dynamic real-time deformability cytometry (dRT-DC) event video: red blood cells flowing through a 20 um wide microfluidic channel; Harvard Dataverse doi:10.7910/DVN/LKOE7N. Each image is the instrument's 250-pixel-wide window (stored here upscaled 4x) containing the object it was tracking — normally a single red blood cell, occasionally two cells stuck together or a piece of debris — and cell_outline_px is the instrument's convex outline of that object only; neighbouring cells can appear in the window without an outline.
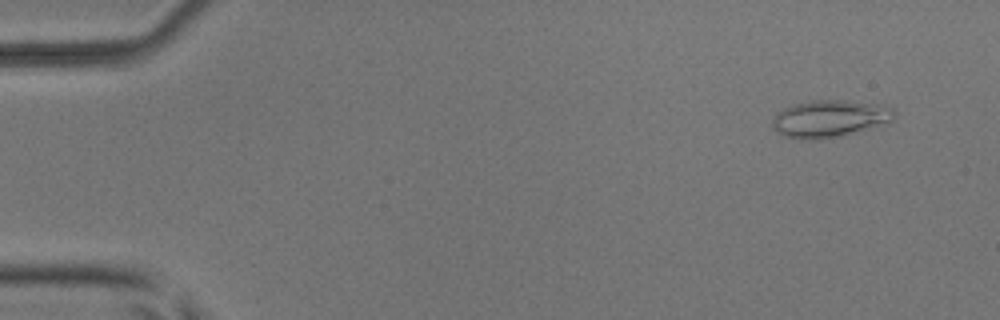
{"species": "common noctule bat (a hibernating species)", "species_latin": "Nyctalus noctula", "temperature_condition": "room temperature", "stored_images_in_passage": 5, "camera_frame_rate_fps": 3000, "um_per_image_px": 0.085, "animal": {"sex": "male", "body_mass_g": 17.9, "forearm_length_mm": 54.2}, "frame": {"image": 1, "passage_image": 1, "time_ms": 0.0, "image_size_px": [1000, 320], "cell_outline_px": [[896, 112], [892, 120], [840, 136], [816, 140], [804, 140], [784, 136], [772, 128], [772, 120], [776, 112], [784, 108], [796, 104], [812, 100], [844, 100], [884, 104], [892, 108]], "centroid_in_image_um": [70.48, 10.07], "position_along_channel_um": 14.5, "area_um2": 26.3}}